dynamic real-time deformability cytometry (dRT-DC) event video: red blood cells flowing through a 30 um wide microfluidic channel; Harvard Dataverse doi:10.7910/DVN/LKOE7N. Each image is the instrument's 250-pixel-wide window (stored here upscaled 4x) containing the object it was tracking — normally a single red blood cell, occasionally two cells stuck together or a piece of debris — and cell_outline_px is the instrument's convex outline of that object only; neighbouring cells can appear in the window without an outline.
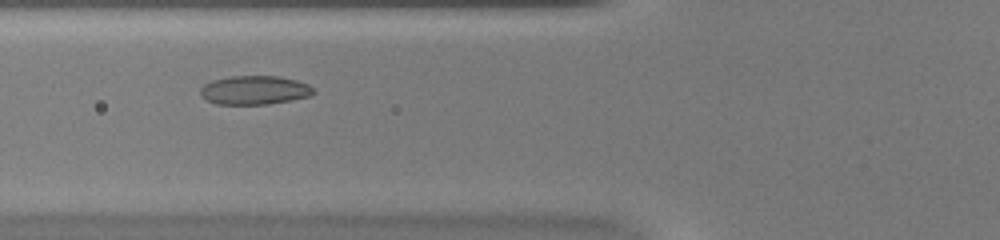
{"species": "common noctule bat (a hibernating species)", "species_latin": "Nyctalus noctula", "temperature_condition": "warm", "stored_images_in_passage": 39, "camera_frame_rate_fps": 3000, "um_per_image_px": 0.085, "animal": {"sex": "female", "body_mass_g": 20.0, "forearm_length_mm": 54.0}, "frame": {"image": 1, "passage_image": 7, "time_ms": 2.0, "image_size_px": [1000, 240], "cell_outline_px": [[316, 92], [308, 96], [292, 100], [268, 104], [216, 104], [200, 96], [200, 88], [204, 84], [212, 80], [232, 76], [276, 76], [296, 80], [308, 84]], "centroid_in_image_um": [21.61, 7.66], "position_along_channel_um": 104.2, "area_um2": 18.96}}
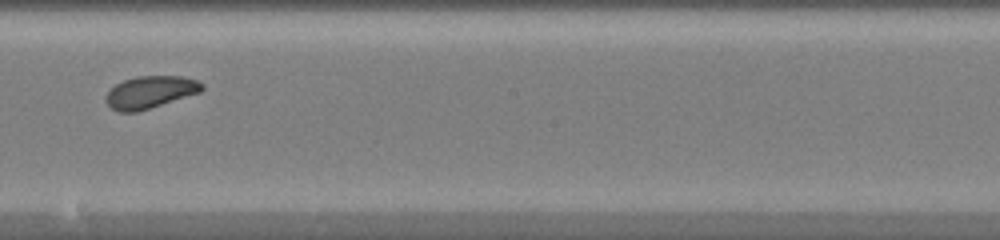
{"frame": {"image": 2, "passage_image": 17, "time_ms": 5.333, "image_size_px": [1000, 240], "cell_outline_px": [[204, 88], [200, 92], [136, 112], [120, 112], [112, 108], [104, 100], [104, 96], [116, 84], [124, 80], [136, 76], [184, 76], [196, 80], [204, 84]], "centroid_in_image_um": [12.76, 7.82], "position_along_channel_um": 235.4, "area_um2": 17.92}}
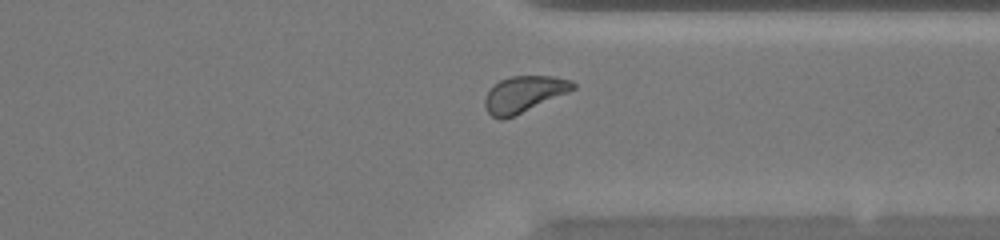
{"frame": {"image": 3, "passage_image": 27, "time_ms": 8.667, "image_size_px": [1000, 240], "cell_outline_px": [[576, 88], [568, 92], [504, 120], [500, 120], [492, 116], [488, 112], [484, 104], [484, 100], [488, 92], [500, 80], [512, 76], [552, 76], [572, 80], [576, 84]], "centroid_in_image_um": [44.54, 8.0], "position_along_channel_um": 366.9, "area_um2": 18.32}, "authors_computed_cell_mechanics": {"area_um2": 18.7272, "velocity_mm_per_s": 3.9437, "shape_relaxation_time_tau1_ms": 3.2399, "shape_relaxation_time_tau2_ms": 2.158, "deformation_change_tau1": 0.1055, "deformation_change_tau2": 0.0602}}